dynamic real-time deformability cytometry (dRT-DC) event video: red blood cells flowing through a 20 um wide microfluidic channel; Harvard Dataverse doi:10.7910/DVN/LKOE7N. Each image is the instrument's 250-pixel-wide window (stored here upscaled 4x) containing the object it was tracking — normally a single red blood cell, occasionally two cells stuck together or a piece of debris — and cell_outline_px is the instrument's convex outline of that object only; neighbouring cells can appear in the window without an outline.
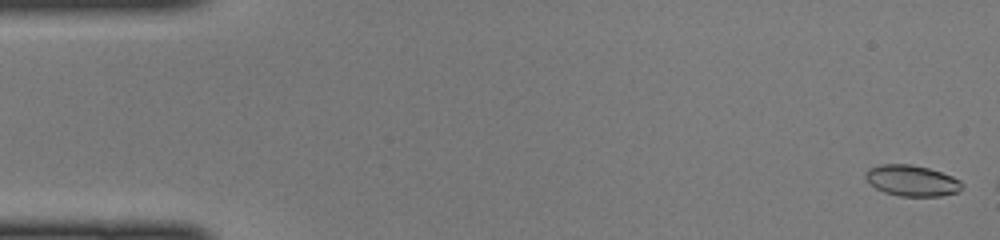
{"species": "common noctule bat (a hibernating species)", "species_latin": "Nyctalus noctula", "temperature_condition": "cold", "stored_images_in_passage": 6, "camera_frame_rate_fps": 3000, "um_per_image_px": 0.085, "animal": {"sex": "female", "body_mass_g": 22.0, "forearm_length_mm": 56.7}, "frame": {"image": 1, "passage_image": 1, "time_ms": 0.0, "image_size_px": [1000, 240], "cell_outline_px": [[964, 184], [960, 192], [940, 196], [900, 196], [884, 192], [876, 188], [864, 176], [864, 172], [868, 168], [880, 164], [912, 164], [928, 168], [952, 176], [960, 180]], "centroid_in_image_um": [77.52, 15.35], "position_along_channel_um": 7.5, "area_um2": 17.51}}